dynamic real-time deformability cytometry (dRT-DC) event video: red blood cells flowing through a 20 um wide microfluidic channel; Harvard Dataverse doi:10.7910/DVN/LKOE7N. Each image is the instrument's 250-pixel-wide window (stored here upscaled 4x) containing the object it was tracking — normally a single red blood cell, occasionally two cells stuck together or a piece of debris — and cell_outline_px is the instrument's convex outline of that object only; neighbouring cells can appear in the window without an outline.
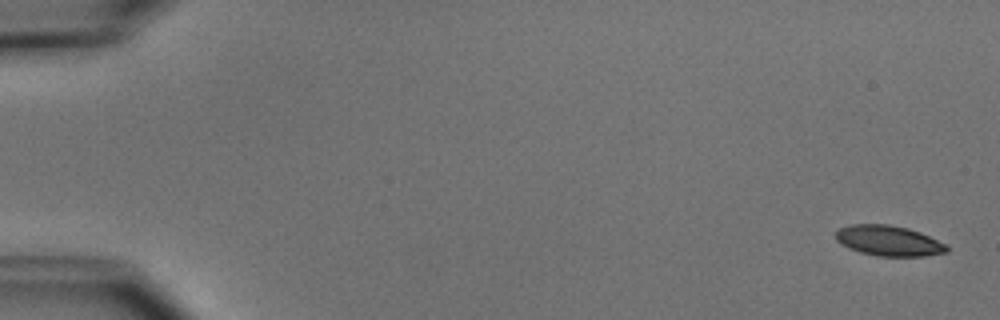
{"species": "common noctule bat (a hibernating species)", "species_latin": "Nyctalus noctula", "temperature_condition": "cold", "stored_images_in_passage": 6, "camera_frame_rate_fps": 3000, "um_per_image_px": 0.085, "animal": {"sex": "male", "body_mass_g": 15.6}, "frame": {"image": 1, "passage_image": 1, "time_ms": 0.0, "image_size_px": [1000, 320], "cell_outline_px": [[948, 252], [924, 256], [876, 256], [860, 252], [848, 248], [840, 244], [836, 240], [836, 232], [840, 228], [852, 224], [888, 224], [908, 228], [920, 232], [944, 244], [948, 248]], "centroid_in_image_um": [75.5, 20.46], "position_along_channel_um": 9.5, "area_um2": 19.59}}